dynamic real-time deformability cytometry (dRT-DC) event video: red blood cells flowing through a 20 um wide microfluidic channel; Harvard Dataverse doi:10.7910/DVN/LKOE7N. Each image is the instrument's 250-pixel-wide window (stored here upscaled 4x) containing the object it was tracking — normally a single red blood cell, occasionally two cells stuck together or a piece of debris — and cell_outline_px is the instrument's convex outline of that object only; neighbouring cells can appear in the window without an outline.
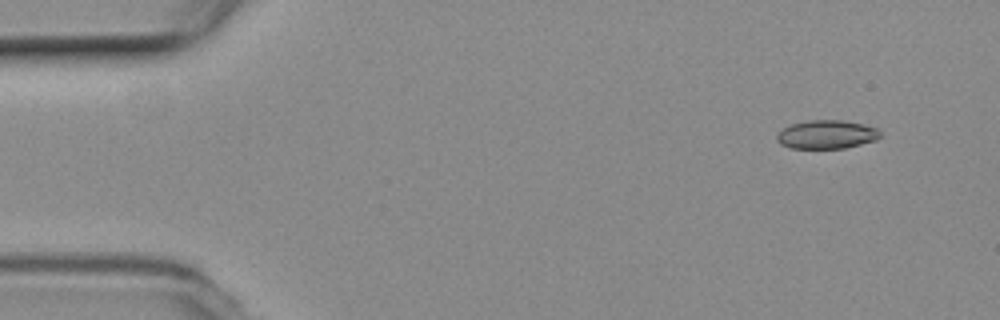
{"species": "common noctule bat (a hibernating species)", "species_latin": "Nyctalus noctula", "temperature_condition": "room temperature", "stored_images_in_passage": 52, "camera_frame_rate_fps": 3000, "um_per_image_px": 0.085, "animal": {"sex": "female", "body_mass_g": 19.3, "forearm_length_mm": 54.1}, "frame": {"image": 1, "passage_image": 2, "time_ms": 0.333, "image_size_px": [1000, 320], "cell_outline_px": [[880, 136], [876, 140], [844, 148], [792, 148], [780, 144], [776, 140], [776, 136], [784, 128], [792, 124], [808, 120], [840, 120], [864, 124], [876, 128], [880, 132]], "centroid_in_image_um": [70.26, 11.43], "position_along_channel_um": 14.7, "area_um2": 17.05}}
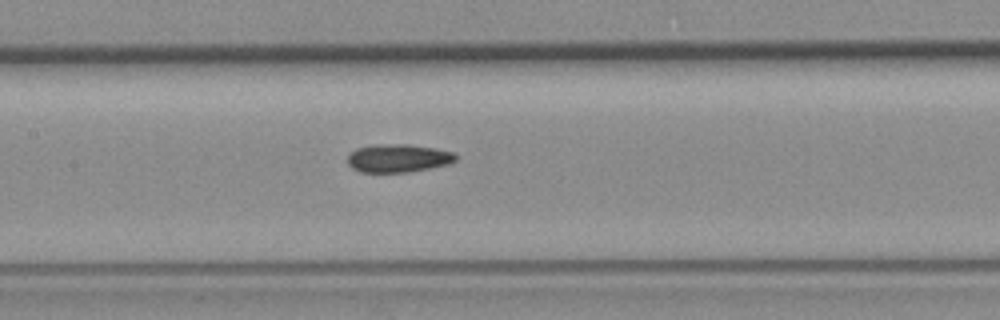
{"frame": {"image": 2, "passage_image": 23, "time_ms": 7.333, "image_size_px": [1000, 320], "cell_outline_px": [[456, 160], [452, 164], [408, 172], [360, 172], [352, 168], [348, 164], [348, 156], [356, 148], [380, 144], [408, 144], [436, 148], [452, 152], [456, 156]], "centroid_in_image_um": [33.87, 13.45], "position_along_channel_um": 173.5, "area_um2": 17.8}}
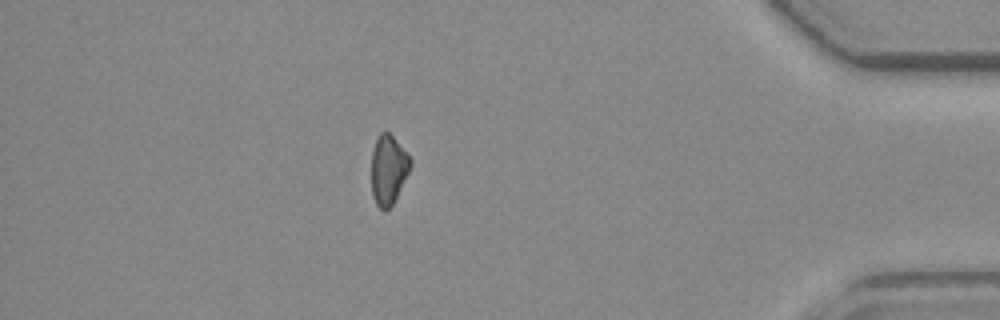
{"frame": {"image": 3, "passage_image": 45, "time_ms": 14.667, "image_size_px": [1000, 320], "cell_outline_px": [[412, 164], [392, 204], [384, 212], [376, 204], [372, 196], [372, 152], [376, 140], [380, 132], [388, 132], [392, 136], [412, 160]], "centroid_in_image_um": [32.99, 14.43], "position_along_channel_um": 402.2, "area_um2": 15.37}, "authors_computed_cell_mechanics": {"area_um2": 17.4267, "velocity_mm_per_s": 3.7623, "shape_relaxation_time_tau1_ms": null, "shape_relaxation_time_tau2_ms": 7.6654, "deformation_change_tau1": null, "deformation_change_tau2": 0.1531}}